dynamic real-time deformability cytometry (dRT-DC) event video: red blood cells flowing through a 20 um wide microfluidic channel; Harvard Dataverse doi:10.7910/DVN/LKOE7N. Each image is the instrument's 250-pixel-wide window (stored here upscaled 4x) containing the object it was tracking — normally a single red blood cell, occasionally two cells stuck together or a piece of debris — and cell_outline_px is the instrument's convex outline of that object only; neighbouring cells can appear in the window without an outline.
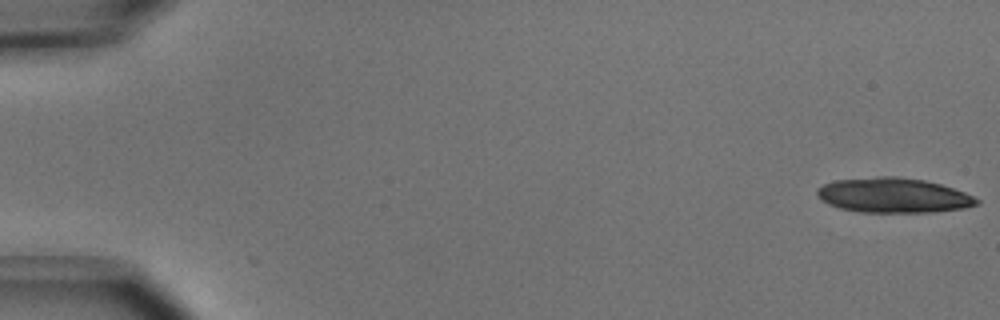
{"species": "common noctule bat (a hibernating species)", "species_latin": "Nyctalus noctula", "temperature_condition": "cold", "stored_images_in_passage": 40, "camera_frame_rate_fps": 3000, "um_per_image_px": 0.085, "animal": {"sex": "male", "body_mass_g": 15.6}, "frame": {"image": 1, "passage_image": 1, "time_ms": 0.0, "image_size_px": [1000, 320], "cell_outline_px": [[980, 204], [964, 208], [932, 212], [860, 212], [840, 208], [828, 204], [820, 200], [816, 192], [816, 188], [824, 184], [836, 180], [880, 176], [896, 176], [924, 180], [940, 184], [964, 192], [980, 200]], "centroid_in_image_um": [75.92, 16.6], "position_along_channel_um": 9.1, "area_um2": 32.43}}